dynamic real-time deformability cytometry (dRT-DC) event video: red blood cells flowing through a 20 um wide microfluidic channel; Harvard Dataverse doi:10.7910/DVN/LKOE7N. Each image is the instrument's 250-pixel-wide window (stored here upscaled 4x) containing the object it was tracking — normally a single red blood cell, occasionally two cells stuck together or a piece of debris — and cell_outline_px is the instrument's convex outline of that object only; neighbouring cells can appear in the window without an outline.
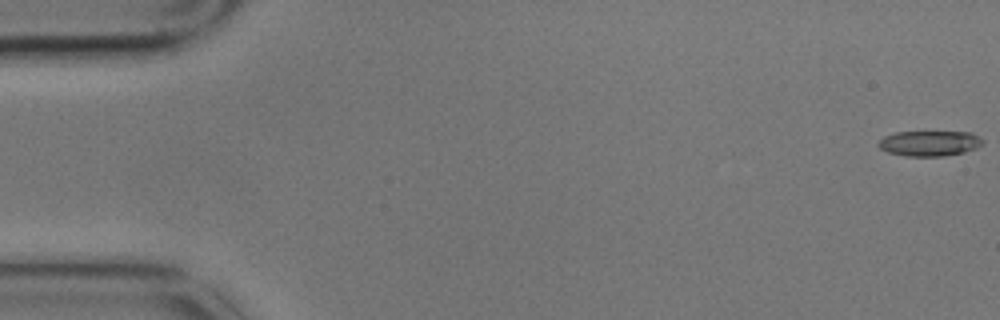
{"species": "common noctule bat (a hibernating species)", "species_latin": "Nyctalus noctula", "temperature_condition": "cold", "stored_images_in_passage": 10, "camera_frame_rate_fps": 3000, "um_per_image_px": 0.085, "animal": {"sex": "male", "body_mass_g": 17.9}, "frame": {"image": 1, "passage_image": 1, "time_ms": 0.0, "image_size_px": [1000, 320], "cell_outline_px": [[984, 144], [976, 148], [964, 152], [944, 156], [904, 156], [888, 152], [880, 148], [876, 144], [884, 136], [896, 132], [972, 132], [984, 140]], "centroid_in_image_um": [79.02, 12.18], "position_along_channel_um": 6.0, "area_um2": 15.49}}
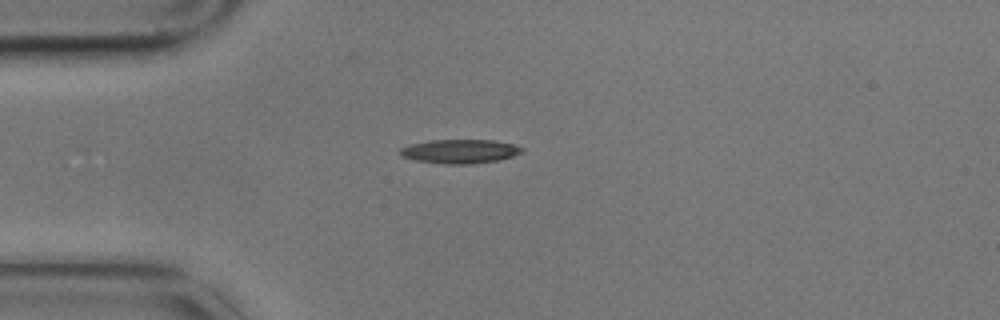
{"frame": {"image": 2, "passage_image": 5, "time_ms": 1.333, "image_size_px": [1000, 320], "cell_outline_px": [[524, 152], [512, 156], [496, 160], [472, 164], [444, 164], [416, 160], [400, 156], [400, 148], [412, 144], [428, 140], [492, 140], [512, 144], [524, 148]], "centroid_in_image_um": [39.08, 12.86], "position_along_channel_um": 45.9, "area_um2": 16.94}}